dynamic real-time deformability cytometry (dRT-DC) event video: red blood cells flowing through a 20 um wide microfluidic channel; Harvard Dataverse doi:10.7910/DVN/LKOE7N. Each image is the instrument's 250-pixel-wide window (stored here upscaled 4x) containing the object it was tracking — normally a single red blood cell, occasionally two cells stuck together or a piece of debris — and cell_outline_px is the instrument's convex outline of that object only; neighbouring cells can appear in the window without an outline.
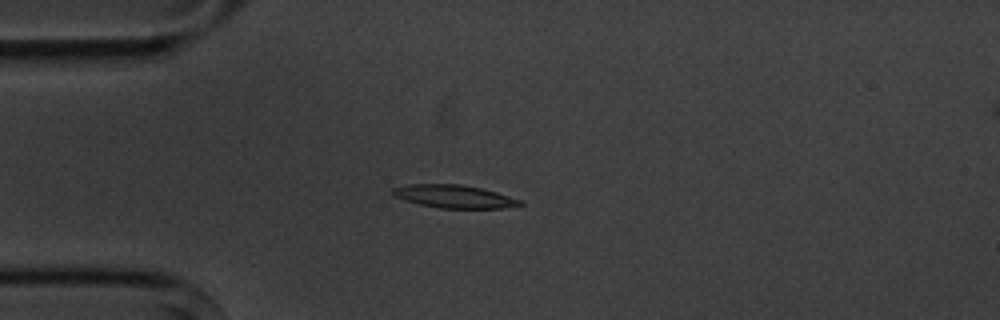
{"species": "common noctule bat (a hibernating species)", "species_latin": "Nyctalus noctula", "temperature_condition": "cold", "stored_images_in_passage": 4, "camera_frame_rate_fps": 3000, "um_per_image_px": 0.085, "animal": {"sex": "male", "body_mass_g": 20.1, "forearm_length_mm": 53.5}, "frame": {"image": 1, "passage_image": 4, "time_ms": 3.333, "image_size_px": [1000, 320], "cell_outline_px": [[524, 204], [504, 208], [440, 208], [420, 204], [392, 196], [392, 188], [408, 184], [460, 184], [480, 188], [496, 192], [524, 200]], "centroid_in_image_um": [38.62, 16.7], "position_along_channel_um": 46.4, "area_um2": 17.05}}